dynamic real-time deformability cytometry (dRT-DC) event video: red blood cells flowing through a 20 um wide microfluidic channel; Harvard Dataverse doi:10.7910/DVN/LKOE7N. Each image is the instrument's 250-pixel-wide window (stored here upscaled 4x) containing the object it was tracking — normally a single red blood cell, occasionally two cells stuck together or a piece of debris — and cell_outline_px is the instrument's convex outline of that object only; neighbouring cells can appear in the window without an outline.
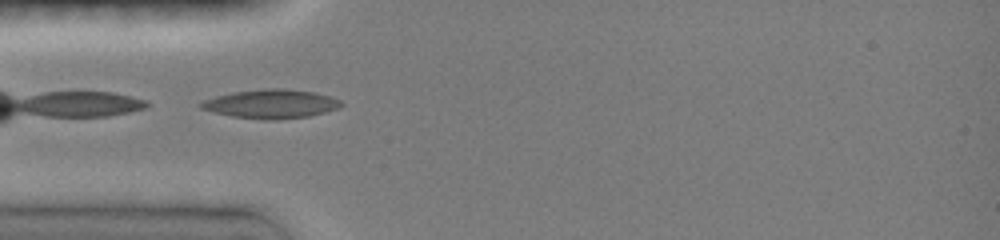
{"species": "common noctule bat (a hibernating species)", "species_latin": "Nyctalus noctula", "temperature_condition": "room temperature", "stored_images_in_passage": 2, "camera_frame_rate_fps": 3000, "um_per_image_px": 0.085, "animal": {"sex": "female", "body_mass_g": 19.0, "forearm_length_mm": 51.5}, "frame": {"image": 1, "passage_image": 1, "time_ms": 0.0, "image_size_px": [1000, 240], "cell_outline_px": [[344, 104], [336, 108], [324, 112], [308, 116], [276, 120], [264, 120], [232, 116], [200, 108], [196, 104], [204, 100], [216, 96], [232, 92], [264, 88], [284, 88], [316, 92], [340, 100]], "centroid_in_image_um": [23.01, 8.82], "position_along_channel_um": 62.0, "area_um2": 23.58}}